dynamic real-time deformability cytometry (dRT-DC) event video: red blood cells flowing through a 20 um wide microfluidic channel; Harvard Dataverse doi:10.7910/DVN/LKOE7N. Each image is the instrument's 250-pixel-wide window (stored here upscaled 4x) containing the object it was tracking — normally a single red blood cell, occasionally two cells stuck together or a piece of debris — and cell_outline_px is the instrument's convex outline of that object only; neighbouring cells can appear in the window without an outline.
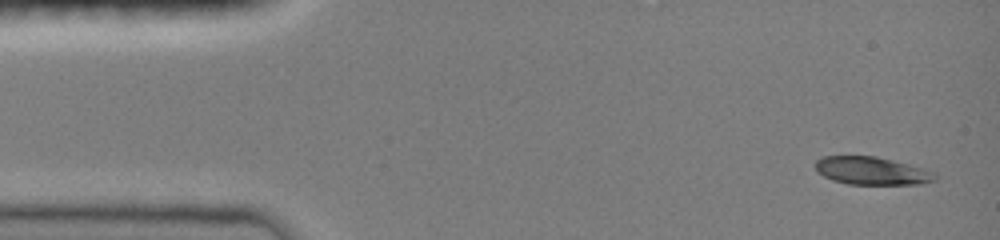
{"species": "common noctule bat (a hibernating species)", "species_latin": "Nyctalus noctula", "temperature_condition": "room temperature", "stored_images_in_passage": 10, "camera_frame_rate_fps": 3000, "um_per_image_px": 0.085, "animal": {"sex": "female", "body_mass_g": 19.0, "forearm_length_mm": 51.5}, "frame": {"image": 1, "passage_image": 1, "time_ms": 0.0, "image_size_px": [1000, 240], "cell_outline_px": [[936, 180], [920, 184], [848, 184], [832, 180], [816, 172], [812, 164], [820, 156], [876, 156], [908, 164], [936, 172]], "centroid_in_image_um": [74.04, 14.51], "position_along_channel_um": 11.0, "area_um2": 19.65}}
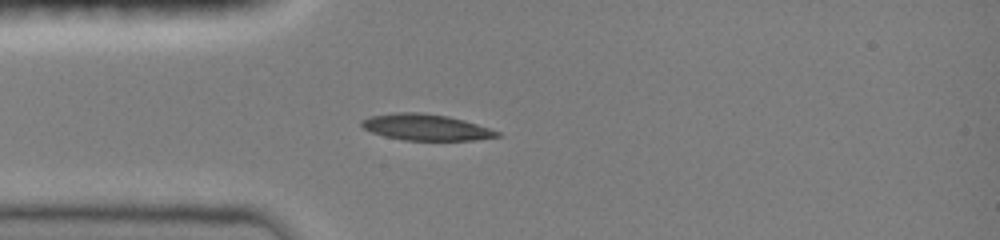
{"frame": {"image": 2, "passage_image": 9, "time_ms": 3.333, "image_size_px": [1000, 240], "cell_outline_px": [[500, 136], [476, 140], [404, 140], [384, 136], [372, 132], [364, 128], [360, 124], [360, 120], [368, 116], [396, 112], [416, 112], [448, 116], [464, 120], [500, 132]], "centroid_in_image_um": [36.16, 10.81], "position_along_channel_um": 48.8, "area_um2": 20.63}}